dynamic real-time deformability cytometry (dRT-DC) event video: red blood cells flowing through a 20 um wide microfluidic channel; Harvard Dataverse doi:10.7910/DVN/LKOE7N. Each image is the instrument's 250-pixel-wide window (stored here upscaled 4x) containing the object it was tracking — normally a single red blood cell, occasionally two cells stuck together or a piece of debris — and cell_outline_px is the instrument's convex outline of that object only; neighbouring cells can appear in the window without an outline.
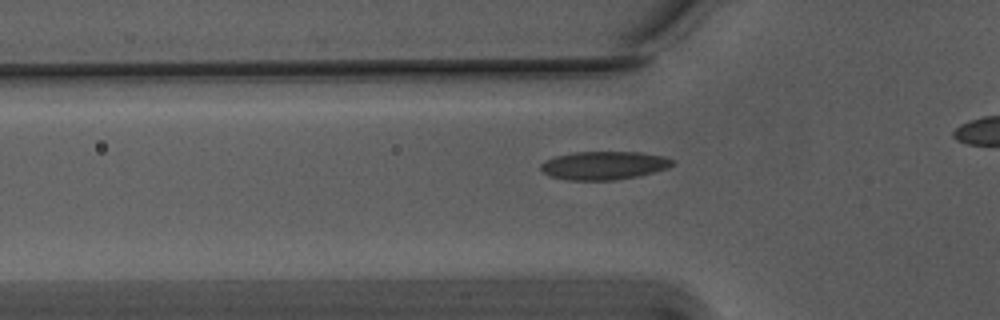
{"species": "Egyptian fruit bat (a non-hibernating species)", "species_latin": "Rousettus aegyptiacus", "temperature_condition": "warm", "stored_images_in_passage": 36, "camera_frame_rate_fps": 3000, "um_per_image_px": 0.085, "animal": {"sex": "male"}, "frame": {"image": 1, "passage_image": 10, "time_ms": 3.0, "image_size_px": [1000, 320], "cell_outline_px": [[676, 164], [668, 168], [640, 176], [616, 180], [568, 180], [552, 176], [544, 172], [540, 168], [540, 164], [556, 156], [572, 152], [640, 152], [664, 156], [676, 160]], "centroid_in_image_um": [51.41, 14.06], "position_along_channel_um": 74.4, "area_um2": 21.85}}
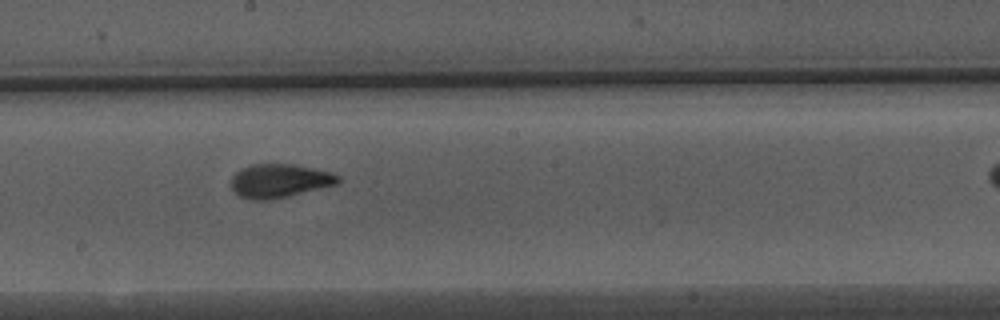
{"frame": {"image": 2, "passage_image": 22, "time_ms": 7.0, "image_size_px": [1000, 320], "cell_outline_px": [[340, 180], [336, 184], [288, 196], [268, 200], [248, 200], [232, 192], [232, 176], [240, 168], [248, 164], [292, 164], [332, 172], [340, 176]], "centroid_in_image_um": [23.71, 15.36], "position_along_channel_um": 224.5, "area_um2": 21.04}}
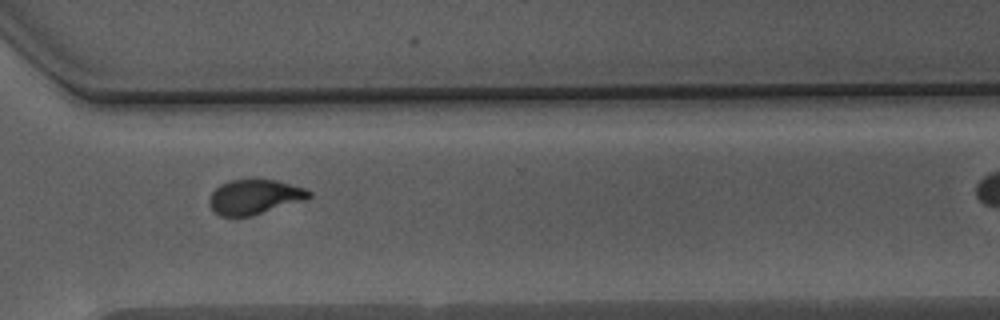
{"frame": {"image": 3, "passage_image": 32, "time_ms": 10.333, "image_size_px": [1000, 320], "cell_outline_px": [[312, 196], [304, 200], [252, 216], [220, 216], [208, 204], [208, 200], [212, 192], [220, 184], [232, 180], [276, 180], [304, 188], [312, 192]], "centroid_in_image_um": [21.63, 16.74], "position_along_channel_um": 349.0, "area_um2": 20.0}}